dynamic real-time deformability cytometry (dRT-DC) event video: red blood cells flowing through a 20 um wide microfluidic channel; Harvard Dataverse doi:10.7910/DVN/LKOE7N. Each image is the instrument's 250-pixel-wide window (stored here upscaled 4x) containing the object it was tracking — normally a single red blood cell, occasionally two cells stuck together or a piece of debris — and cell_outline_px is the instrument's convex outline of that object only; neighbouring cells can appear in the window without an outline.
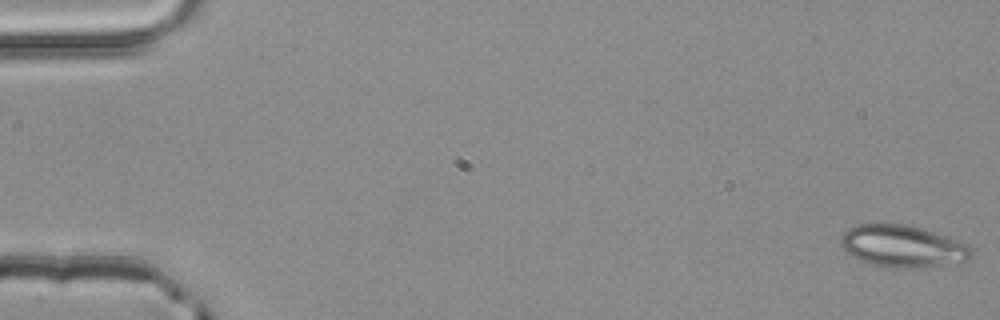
{"species": "common noctule bat (a hibernating species)", "species_latin": "Nyctalus noctula", "temperature_condition": "room temperature", "stored_images_in_passage": 4, "camera_frame_rate_fps": 3000, "um_per_image_px": 0.085, "animal": {"sex": "male", "body_mass_g": 20.4}, "frame": {"image": 1, "passage_image": 4, "time_ms": 1.0, "image_size_px": [1000, 320], "cell_outline_px": [[972, 256], [968, 260], [912, 268], [892, 268], [868, 264], [852, 256], [840, 244], [840, 240], [844, 232], [848, 228], [856, 224], [908, 224], [968, 244], [972, 248]], "centroid_in_image_um": [76.68, 20.92], "position_along_channel_um": 8.3, "area_um2": 31.62}}